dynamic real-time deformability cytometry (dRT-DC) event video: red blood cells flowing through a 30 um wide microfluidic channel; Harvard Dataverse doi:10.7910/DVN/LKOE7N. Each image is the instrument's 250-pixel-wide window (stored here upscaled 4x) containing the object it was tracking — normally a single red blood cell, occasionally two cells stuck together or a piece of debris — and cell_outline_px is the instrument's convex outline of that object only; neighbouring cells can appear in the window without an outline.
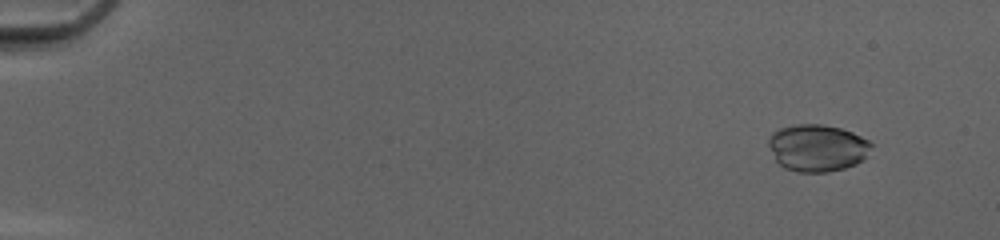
{"species": "common noctule bat (a hibernating species)", "species_latin": "Nyctalus noctula", "temperature_condition": "cold", "stored_images_in_passage": 51, "camera_frame_rate_fps": 3000, "um_per_image_px": 0.085, "animal": {"sex": "female", "body_mass_g": 20.0, "forearm_length_mm": 54.0}, "frame": {"image": 1, "passage_image": 5, "time_ms": 1.333, "image_size_px": [1000, 240], "cell_outline_px": [[872, 144], [864, 160], [856, 164], [844, 168], [828, 172], [796, 172], [784, 168], [776, 160], [768, 144], [768, 140], [772, 132], [780, 128], [796, 124], [820, 124], [840, 128], [852, 132], [868, 140]], "centroid_in_image_um": [69.46, 12.57], "position_along_channel_um": 15.5, "area_um2": 28.15}}
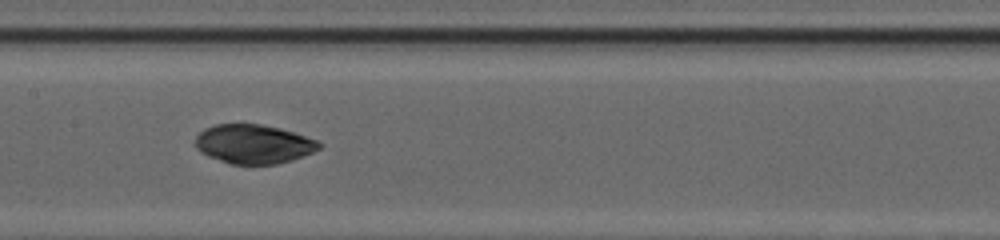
{"frame": {"image": 2, "passage_image": 28, "time_ms": 9.0, "image_size_px": [1000, 240], "cell_outline_px": [[320, 148], [304, 156], [292, 160], [276, 164], [232, 164], [208, 156], [200, 152], [196, 148], [196, 136], [204, 128], [216, 124], [260, 124], [280, 128], [316, 140], [320, 144]], "centroid_in_image_um": [21.53, 12.24], "position_along_channel_um": 185.9, "area_um2": 27.98}}
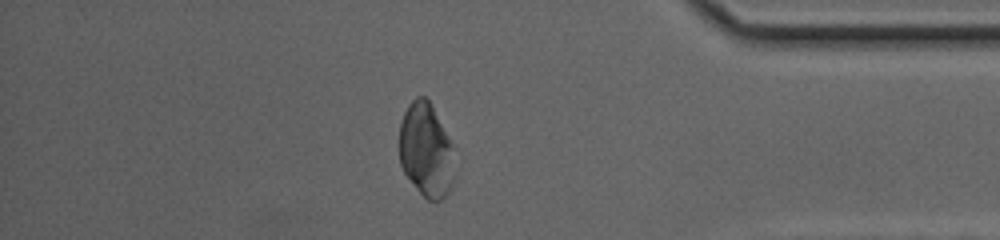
{"frame": {"image": 3, "passage_image": 45, "time_ms": 14.667, "image_size_px": [1000, 240], "cell_outline_px": [[456, 180], [448, 192], [440, 200], [428, 200], [420, 192], [404, 172], [400, 164], [400, 124], [404, 112], [408, 104], [416, 96], [424, 96], [432, 104], [452, 144], [456, 176]], "centroid_in_image_um": [36.24, 12.76], "position_along_channel_um": 399.0, "area_um2": 30.46}, "authors_computed_cell_mechanics": {"area_um2": 28.611, "velocity_mm_per_s": 4.1797, "shape_relaxation_time_tau1_ms": 7.2708, "shape_relaxation_time_tau2_ms": 1.7052, "deformation_change_tau1": 0.1562, "deformation_change_tau2": 0.0318}}